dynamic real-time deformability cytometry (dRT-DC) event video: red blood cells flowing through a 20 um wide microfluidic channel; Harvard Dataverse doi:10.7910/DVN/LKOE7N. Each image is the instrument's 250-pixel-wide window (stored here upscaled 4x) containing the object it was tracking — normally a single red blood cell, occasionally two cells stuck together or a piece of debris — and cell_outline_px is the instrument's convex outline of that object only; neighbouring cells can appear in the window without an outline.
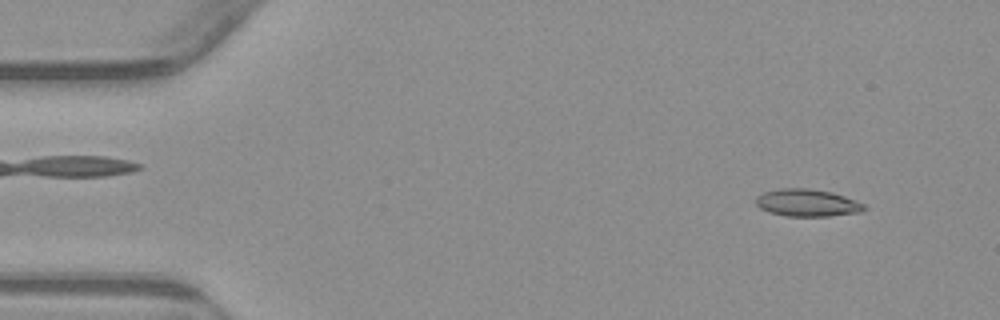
{"species": "common noctule bat (a hibernating species)", "species_latin": "Nyctalus noctula", "temperature_condition": "warm", "stored_images_in_passage": 53, "camera_frame_rate_fps": 3000, "um_per_image_px": 0.085, "animal": {"sex": "male", "body_mass_g": 23.1, "forearm_length_mm": 52.7}, "frame": {"image": 1, "passage_image": 4, "time_ms": 1.0, "image_size_px": [1000, 320], "cell_outline_px": [[868, 208], [860, 212], [828, 216], [788, 216], [768, 212], [760, 208], [756, 204], [756, 196], [764, 192], [780, 188], [808, 188], [832, 192], [856, 200], [864, 204]], "centroid_in_image_um": [68.61, 17.23], "position_along_channel_um": 16.4, "area_um2": 17.28}}
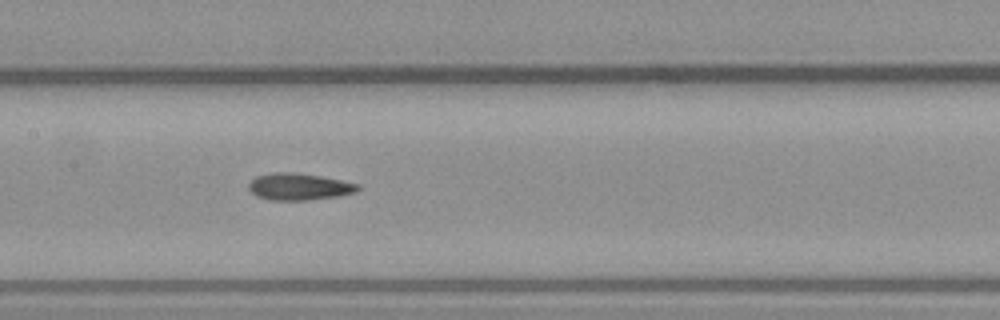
{"frame": {"image": 2, "passage_image": 25, "time_ms": 8.0, "image_size_px": [1000, 320], "cell_outline_px": [[360, 188], [356, 192], [340, 196], [308, 200], [272, 200], [256, 196], [248, 188], [248, 184], [256, 176], [272, 172], [292, 172], [320, 176], [360, 184]], "centroid_in_image_um": [25.42, 15.87], "position_along_channel_um": 182.0, "area_um2": 17.11}}
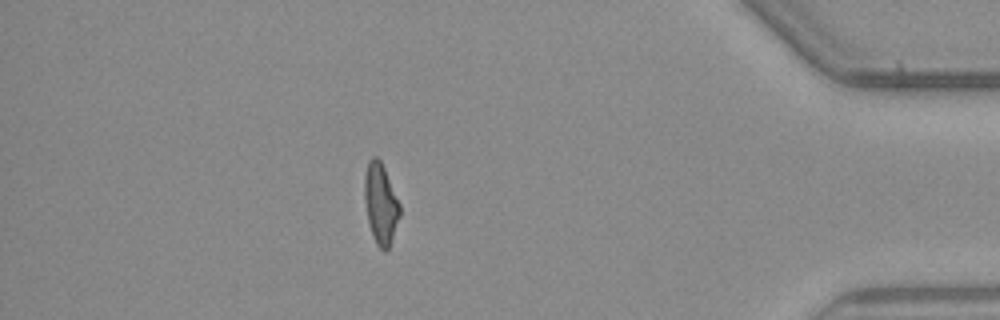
{"frame": {"image": 3, "passage_image": 46, "time_ms": 15.0, "image_size_px": [1000, 320], "cell_outline_px": [[400, 216], [388, 248], [384, 252], [376, 244], [372, 236], [368, 220], [364, 200], [364, 176], [368, 160], [372, 156], [376, 156], [380, 160], [384, 168], [400, 204]], "centroid_in_image_um": [32.34, 17.29], "position_along_channel_um": 402.9, "area_um2": 16.53}, "authors_computed_cell_mechanics": {"area_um2": 16.762, "velocity_mm_per_s": 3.8429, "shape_relaxation_time_tau1_ms": null, "shape_relaxation_time_tau2_ms": 3.3067, "deformation_change_tau1": null, "deformation_change_tau2": 0.1212}}